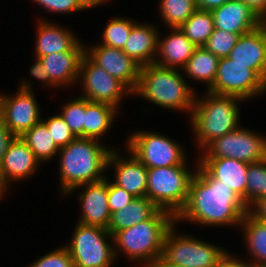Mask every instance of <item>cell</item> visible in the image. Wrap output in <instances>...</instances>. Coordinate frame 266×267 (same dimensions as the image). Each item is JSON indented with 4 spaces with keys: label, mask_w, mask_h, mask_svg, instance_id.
Instances as JSON below:
<instances>
[{
    "label": "cell",
    "mask_w": 266,
    "mask_h": 267,
    "mask_svg": "<svg viewBox=\"0 0 266 267\" xmlns=\"http://www.w3.org/2000/svg\"><path fill=\"white\" fill-rule=\"evenodd\" d=\"M189 195L184 208L175 217L176 223L190 222L203 226L240 227L248 208L236 193L213 178L196 160Z\"/></svg>",
    "instance_id": "6da1fadb"
},
{
    "label": "cell",
    "mask_w": 266,
    "mask_h": 267,
    "mask_svg": "<svg viewBox=\"0 0 266 267\" xmlns=\"http://www.w3.org/2000/svg\"><path fill=\"white\" fill-rule=\"evenodd\" d=\"M113 149L98 140L87 138H76L60 148L58 171L62 196L64 197L79 185L104 179L108 171V159Z\"/></svg>",
    "instance_id": "7a4b0ae2"
},
{
    "label": "cell",
    "mask_w": 266,
    "mask_h": 267,
    "mask_svg": "<svg viewBox=\"0 0 266 267\" xmlns=\"http://www.w3.org/2000/svg\"><path fill=\"white\" fill-rule=\"evenodd\" d=\"M176 223L170 212L158 209L149 219L113 235L115 259L119 254L139 267H150L163 253L167 231Z\"/></svg>",
    "instance_id": "3957f363"
},
{
    "label": "cell",
    "mask_w": 266,
    "mask_h": 267,
    "mask_svg": "<svg viewBox=\"0 0 266 267\" xmlns=\"http://www.w3.org/2000/svg\"><path fill=\"white\" fill-rule=\"evenodd\" d=\"M186 79L182 69L162 67L155 63L144 65L141 66L132 96L142 97L163 109L186 112L190 117L197 93Z\"/></svg>",
    "instance_id": "277c9868"
},
{
    "label": "cell",
    "mask_w": 266,
    "mask_h": 267,
    "mask_svg": "<svg viewBox=\"0 0 266 267\" xmlns=\"http://www.w3.org/2000/svg\"><path fill=\"white\" fill-rule=\"evenodd\" d=\"M245 103L236 96L217 95L205 90L202 96H195L190 115L194 142L202 152L211 142L237 130L240 124L239 105Z\"/></svg>",
    "instance_id": "5b68a950"
},
{
    "label": "cell",
    "mask_w": 266,
    "mask_h": 267,
    "mask_svg": "<svg viewBox=\"0 0 266 267\" xmlns=\"http://www.w3.org/2000/svg\"><path fill=\"white\" fill-rule=\"evenodd\" d=\"M188 165L147 168L148 197L159 209L166 210L175 217L184 208L194 168Z\"/></svg>",
    "instance_id": "8992f818"
},
{
    "label": "cell",
    "mask_w": 266,
    "mask_h": 267,
    "mask_svg": "<svg viewBox=\"0 0 266 267\" xmlns=\"http://www.w3.org/2000/svg\"><path fill=\"white\" fill-rule=\"evenodd\" d=\"M112 241L113 236L107 229L77 222L71 241L64 246L74 267H113L116 259Z\"/></svg>",
    "instance_id": "52a82bcc"
},
{
    "label": "cell",
    "mask_w": 266,
    "mask_h": 267,
    "mask_svg": "<svg viewBox=\"0 0 266 267\" xmlns=\"http://www.w3.org/2000/svg\"><path fill=\"white\" fill-rule=\"evenodd\" d=\"M175 225L166 233L162 257L181 267H217L227 250L190 234H180Z\"/></svg>",
    "instance_id": "ba28073f"
},
{
    "label": "cell",
    "mask_w": 266,
    "mask_h": 267,
    "mask_svg": "<svg viewBox=\"0 0 266 267\" xmlns=\"http://www.w3.org/2000/svg\"><path fill=\"white\" fill-rule=\"evenodd\" d=\"M125 147L147 168L188 165L181 143L162 133L138 130L129 134Z\"/></svg>",
    "instance_id": "9c48e42d"
},
{
    "label": "cell",
    "mask_w": 266,
    "mask_h": 267,
    "mask_svg": "<svg viewBox=\"0 0 266 267\" xmlns=\"http://www.w3.org/2000/svg\"><path fill=\"white\" fill-rule=\"evenodd\" d=\"M207 91L249 101L257 95L266 94V82L249 65L223 57L219 60L214 83Z\"/></svg>",
    "instance_id": "30bf717a"
},
{
    "label": "cell",
    "mask_w": 266,
    "mask_h": 267,
    "mask_svg": "<svg viewBox=\"0 0 266 267\" xmlns=\"http://www.w3.org/2000/svg\"><path fill=\"white\" fill-rule=\"evenodd\" d=\"M201 153L198 158H232L248 164L260 162L266 159V136L240 126L215 139Z\"/></svg>",
    "instance_id": "8fae6325"
},
{
    "label": "cell",
    "mask_w": 266,
    "mask_h": 267,
    "mask_svg": "<svg viewBox=\"0 0 266 267\" xmlns=\"http://www.w3.org/2000/svg\"><path fill=\"white\" fill-rule=\"evenodd\" d=\"M33 84L24 79L16 95L0 93V118L17 137L42 120L41 107L36 100Z\"/></svg>",
    "instance_id": "7c38bea8"
},
{
    "label": "cell",
    "mask_w": 266,
    "mask_h": 267,
    "mask_svg": "<svg viewBox=\"0 0 266 267\" xmlns=\"http://www.w3.org/2000/svg\"><path fill=\"white\" fill-rule=\"evenodd\" d=\"M79 81L82 86L81 97L91 102L108 103L117 109L124 97L132 95V91L122 81L112 77L86 54L81 60Z\"/></svg>",
    "instance_id": "4fadbf2b"
},
{
    "label": "cell",
    "mask_w": 266,
    "mask_h": 267,
    "mask_svg": "<svg viewBox=\"0 0 266 267\" xmlns=\"http://www.w3.org/2000/svg\"><path fill=\"white\" fill-rule=\"evenodd\" d=\"M85 54L112 77L122 81L132 92L135 90L141 65L122 49L96 43L85 45Z\"/></svg>",
    "instance_id": "5bb4252c"
},
{
    "label": "cell",
    "mask_w": 266,
    "mask_h": 267,
    "mask_svg": "<svg viewBox=\"0 0 266 267\" xmlns=\"http://www.w3.org/2000/svg\"><path fill=\"white\" fill-rule=\"evenodd\" d=\"M79 188L82 189L77 198L81 214L77 222L108 230L112 216L108 206V177L97 182L79 185L73 188L67 196L80 190Z\"/></svg>",
    "instance_id": "9a60e30c"
},
{
    "label": "cell",
    "mask_w": 266,
    "mask_h": 267,
    "mask_svg": "<svg viewBox=\"0 0 266 267\" xmlns=\"http://www.w3.org/2000/svg\"><path fill=\"white\" fill-rule=\"evenodd\" d=\"M127 156L113 149L107 164V169L113 167L115 185L125 189L134 197H146L147 167L135 157L126 147Z\"/></svg>",
    "instance_id": "2e32d148"
},
{
    "label": "cell",
    "mask_w": 266,
    "mask_h": 267,
    "mask_svg": "<svg viewBox=\"0 0 266 267\" xmlns=\"http://www.w3.org/2000/svg\"><path fill=\"white\" fill-rule=\"evenodd\" d=\"M40 164L21 137H16L3 157L0 165V178L9 188L15 182L28 180L38 168H41Z\"/></svg>",
    "instance_id": "e0dca14e"
},
{
    "label": "cell",
    "mask_w": 266,
    "mask_h": 267,
    "mask_svg": "<svg viewBox=\"0 0 266 267\" xmlns=\"http://www.w3.org/2000/svg\"><path fill=\"white\" fill-rule=\"evenodd\" d=\"M227 57L235 63L249 65L266 82V28L261 24L240 35Z\"/></svg>",
    "instance_id": "ac0fdd59"
},
{
    "label": "cell",
    "mask_w": 266,
    "mask_h": 267,
    "mask_svg": "<svg viewBox=\"0 0 266 267\" xmlns=\"http://www.w3.org/2000/svg\"><path fill=\"white\" fill-rule=\"evenodd\" d=\"M84 55L85 44L81 41L71 51L54 52L39 59L45 65L46 73L57 88H67L78 82L80 64Z\"/></svg>",
    "instance_id": "d6986e66"
},
{
    "label": "cell",
    "mask_w": 266,
    "mask_h": 267,
    "mask_svg": "<svg viewBox=\"0 0 266 267\" xmlns=\"http://www.w3.org/2000/svg\"><path fill=\"white\" fill-rule=\"evenodd\" d=\"M216 29L244 35L261 25V20L241 0H229L211 10Z\"/></svg>",
    "instance_id": "ffe728a7"
},
{
    "label": "cell",
    "mask_w": 266,
    "mask_h": 267,
    "mask_svg": "<svg viewBox=\"0 0 266 267\" xmlns=\"http://www.w3.org/2000/svg\"><path fill=\"white\" fill-rule=\"evenodd\" d=\"M36 40L35 54L36 58L52 54L54 52H65L73 50L81 41L73 31L55 24L44 18L36 21Z\"/></svg>",
    "instance_id": "44dd1931"
},
{
    "label": "cell",
    "mask_w": 266,
    "mask_h": 267,
    "mask_svg": "<svg viewBox=\"0 0 266 267\" xmlns=\"http://www.w3.org/2000/svg\"><path fill=\"white\" fill-rule=\"evenodd\" d=\"M197 160L213 178L230 186L246 206L248 163L232 158H198Z\"/></svg>",
    "instance_id": "7402d4cb"
},
{
    "label": "cell",
    "mask_w": 266,
    "mask_h": 267,
    "mask_svg": "<svg viewBox=\"0 0 266 267\" xmlns=\"http://www.w3.org/2000/svg\"><path fill=\"white\" fill-rule=\"evenodd\" d=\"M169 30L171 32L165 37H161L159 33L154 63L162 67L182 69L197 47L180 28H169Z\"/></svg>",
    "instance_id": "603a6c76"
},
{
    "label": "cell",
    "mask_w": 266,
    "mask_h": 267,
    "mask_svg": "<svg viewBox=\"0 0 266 267\" xmlns=\"http://www.w3.org/2000/svg\"><path fill=\"white\" fill-rule=\"evenodd\" d=\"M158 27L137 22L130 31L123 51L141 66L155 62L158 50Z\"/></svg>",
    "instance_id": "cb8c5ba5"
},
{
    "label": "cell",
    "mask_w": 266,
    "mask_h": 267,
    "mask_svg": "<svg viewBox=\"0 0 266 267\" xmlns=\"http://www.w3.org/2000/svg\"><path fill=\"white\" fill-rule=\"evenodd\" d=\"M119 109L103 102H91L85 98L84 138L100 141L110 130Z\"/></svg>",
    "instance_id": "d4e9b609"
},
{
    "label": "cell",
    "mask_w": 266,
    "mask_h": 267,
    "mask_svg": "<svg viewBox=\"0 0 266 267\" xmlns=\"http://www.w3.org/2000/svg\"><path fill=\"white\" fill-rule=\"evenodd\" d=\"M158 209L148 197H134L131 203L112 214L108 231L113 236L120 230L149 219Z\"/></svg>",
    "instance_id": "484cf974"
},
{
    "label": "cell",
    "mask_w": 266,
    "mask_h": 267,
    "mask_svg": "<svg viewBox=\"0 0 266 267\" xmlns=\"http://www.w3.org/2000/svg\"><path fill=\"white\" fill-rule=\"evenodd\" d=\"M243 239L246 244L248 260L253 267L266 266V222L259 221L247 213L241 222Z\"/></svg>",
    "instance_id": "4316f807"
},
{
    "label": "cell",
    "mask_w": 266,
    "mask_h": 267,
    "mask_svg": "<svg viewBox=\"0 0 266 267\" xmlns=\"http://www.w3.org/2000/svg\"><path fill=\"white\" fill-rule=\"evenodd\" d=\"M220 58L207 51L204 47H197L194 54L182 68L183 75L193 81L206 84V91L213 85Z\"/></svg>",
    "instance_id": "83f0119b"
},
{
    "label": "cell",
    "mask_w": 266,
    "mask_h": 267,
    "mask_svg": "<svg viewBox=\"0 0 266 267\" xmlns=\"http://www.w3.org/2000/svg\"><path fill=\"white\" fill-rule=\"evenodd\" d=\"M20 137L41 164L55 159V156L57 158L60 148L55 144L51 133L42 121L35 124Z\"/></svg>",
    "instance_id": "f1b7e54d"
},
{
    "label": "cell",
    "mask_w": 266,
    "mask_h": 267,
    "mask_svg": "<svg viewBox=\"0 0 266 267\" xmlns=\"http://www.w3.org/2000/svg\"><path fill=\"white\" fill-rule=\"evenodd\" d=\"M179 28L196 47H203L215 29L212 13L197 9Z\"/></svg>",
    "instance_id": "f546056e"
},
{
    "label": "cell",
    "mask_w": 266,
    "mask_h": 267,
    "mask_svg": "<svg viewBox=\"0 0 266 267\" xmlns=\"http://www.w3.org/2000/svg\"><path fill=\"white\" fill-rule=\"evenodd\" d=\"M159 14L167 28H179L196 10L195 0H161Z\"/></svg>",
    "instance_id": "4dcf8cb0"
},
{
    "label": "cell",
    "mask_w": 266,
    "mask_h": 267,
    "mask_svg": "<svg viewBox=\"0 0 266 267\" xmlns=\"http://www.w3.org/2000/svg\"><path fill=\"white\" fill-rule=\"evenodd\" d=\"M138 22L129 18L113 17L109 20L103 30L101 42L98 44L107 45L110 47L122 49L129 37L132 27Z\"/></svg>",
    "instance_id": "1f68e13d"
},
{
    "label": "cell",
    "mask_w": 266,
    "mask_h": 267,
    "mask_svg": "<svg viewBox=\"0 0 266 267\" xmlns=\"http://www.w3.org/2000/svg\"><path fill=\"white\" fill-rule=\"evenodd\" d=\"M246 183V207L266 196V159L248 164Z\"/></svg>",
    "instance_id": "d6a6232c"
},
{
    "label": "cell",
    "mask_w": 266,
    "mask_h": 267,
    "mask_svg": "<svg viewBox=\"0 0 266 267\" xmlns=\"http://www.w3.org/2000/svg\"><path fill=\"white\" fill-rule=\"evenodd\" d=\"M59 115L77 138H84L85 98L78 95L61 106Z\"/></svg>",
    "instance_id": "836d02e7"
},
{
    "label": "cell",
    "mask_w": 266,
    "mask_h": 267,
    "mask_svg": "<svg viewBox=\"0 0 266 267\" xmlns=\"http://www.w3.org/2000/svg\"><path fill=\"white\" fill-rule=\"evenodd\" d=\"M238 38V34L215 28L203 47L219 58L227 57Z\"/></svg>",
    "instance_id": "e575fe53"
},
{
    "label": "cell",
    "mask_w": 266,
    "mask_h": 267,
    "mask_svg": "<svg viewBox=\"0 0 266 267\" xmlns=\"http://www.w3.org/2000/svg\"><path fill=\"white\" fill-rule=\"evenodd\" d=\"M41 121L47 126L52 139L59 148L65 147L77 138L58 113L51 117L49 116L48 119L42 118Z\"/></svg>",
    "instance_id": "d590c367"
},
{
    "label": "cell",
    "mask_w": 266,
    "mask_h": 267,
    "mask_svg": "<svg viewBox=\"0 0 266 267\" xmlns=\"http://www.w3.org/2000/svg\"><path fill=\"white\" fill-rule=\"evenodd\" d=\"M50 14H71L91 10L84 0H31Z\"/></svg>",
    "instance_id": "8d00e7d4"
},
{
    "label": "cell",
    "mask_w": 266,
    "mask_h": 267,
    "mask_svg": "<svg viewBox=\"0 0 266 267\" xmlns=\"http://www.w3.org/2000/svg\"><path fill=\"white\" fill-rule=\"evenodd\" d=\"M30 264L26 267H74L72 257L64 245L49 251Z\"/></svg>",
    "instance_id": "74e56055"
},
{
    "label": "cell",
    "mask_w": 266,
    "mask_h": 267,
    "mask_svg": "<svg viewBox=\"0 0 266 267\" xmlns=\"http://www.w3.org/2000/svg\"><path fill=\"white\" fill-rule=\"evenodd\" d=\"M108 178V206L111 214L122 209V207L131 203L134 196L125 189L115 185Z\"/></svg>",
    "instance_id": "f35d334b"
},
{
    "label": "cell",
    "mask_w": 266,
    "mask_h": 267,
    "mask_svg": "<svg viewBox=\"0 0 266 267\" xmlns=\"http://www.w3.org/2000/svg\"><path fill=\"white\" fill-rule=\"evenodd\" d=\"M34 64L31 65L29 72L32 77L37 80H40L45 87L56 88L57 86L51 81L50 76L46 73L45 65L39 58H34Z\"/></svg>",
    "instance_id": "ab89813d"
},
{
    "label": "cell",
    "mask_w": 266,
    "mask_h": 267,
    "mask_svg": "<svg viewBox=\"0 0 266 267\" xmlns=\"http://www.w3.org/2000/svg\"><path fill=\"white\" fill-rule=\"evenodd\" d=\"M16 137L17 136L5 126L3 120L0 118V165L6 151Z\"/></svg>",
    "instance_id": "60d3db41"
},
{
    "label": "cell",
    "mask_w": 266,
    "mask_h": 267,
    "mask_svg": "<svg viewBox=\"0 0 266 267\" xmlns=\"http://www.w3.org/2000/svg\"><path fill=\"white\" fill-rule=\"evenodd\" d=\"M217 267H253V265L247 259L243 260L240 257L238 258L235 254L227 250L219 260Z\"/></svg>",
    "instance_id": "b9f144b4"
},
{
    "label": "cell",
    "mask_w": 266,
    "mask_h": 267,
    "mask_svg": "<svg viewBox=\"0 0 266 267\" xmlns=\"http://www.w3.org/2000/svg\"><path fill=\"white\" fill-rule=\"evenodd\" d=\"M248 213L255 219L266 222V196L254 202L248 208Z\"/></svg>",
    "instance_id": "7bdbcfd3"
},
{
    "label": "cell",
    "mask_w": 266,
    "mask_h": 267,
    "mask_svg": "<svg viewBox=\"0 0 266 267\" xmlns=\"http://www.w3.org/2000/svg\"><path fill=\"white\" fill-rule=\"evenodd\" d=\"M243 1L262 21L266 16V0H241Z\"/></svg>",
    "instance_id": "ee69618b"
},
{
    "label": "cell",
    "mask_w": 266,
    "mask_h": 267,
    "mask_svg": "<svg viewBox=\"0 0 266 267\" xmlns=\"http://www.w3.org/2000/svg\"><path fill=\"white\" fill-rule=\"evenodd\" d=\"M229 0H195L197 9L211 11Z\"/></svg>",
    "instance_id": "f6af8a7d"
},
{
    "label": "cell",
    "mask_w": 266,
    "mask_h": 267,
    "mask_svg": "<svg viewBox=\"0 0 266 267\" xmlns=\"http://www.w3.org/2000/svg\"><path fill=\"white\" fill-rule=\"evenodd\" d=\"M150 267H181L178 265L167 262L162 256H160Z\"/></svg>",
    "instance_id": "bcb514c9"
},
{
    "label": "cell",
    "mask_w": 266,
    "mask_h": 267,
    "mask_svg": "<svg viewBox=\"0 0 266 267\" xmlns=\"http://www.w3.org/2000/svg\"><path fill=\"white\" fill-rule=\"evenodd\" d=\"M91 8H96L101 4L109 2V0H84Z\"/></svg>",
    "instance_id": "7dc6e473"
},
{
    "label": "cell",
    "mask_w": 266,
    "mask_h": 267,
    "mask_svg": "<svg viewBox=\"0 0 266 267\" xmlns=\"http://www.w3.org/2000/svg\"><path fill=\"white\" fill-rule=\"evenodd\" d=\"M7 187L3 184L1 178H0V201L2 199V197H4L5 192H7Z\"/></svg>",
    "instance_id": "c3c4849f"
},
{
    "label": "cell",
    "mask_w": 266,
    "mask_h": 267,
    "mask_svg": "<svg viewBox=\"0 0 266 267\" xmlns=\"http://www.w3.org/2000/svg\"><path fill=\"white\" fill-rule=\"evenodd\" d=\"M261 24L266 28V16L262 19Z\"/></svg>",
    "instance_id": "681fc988"
}]
</instances>
